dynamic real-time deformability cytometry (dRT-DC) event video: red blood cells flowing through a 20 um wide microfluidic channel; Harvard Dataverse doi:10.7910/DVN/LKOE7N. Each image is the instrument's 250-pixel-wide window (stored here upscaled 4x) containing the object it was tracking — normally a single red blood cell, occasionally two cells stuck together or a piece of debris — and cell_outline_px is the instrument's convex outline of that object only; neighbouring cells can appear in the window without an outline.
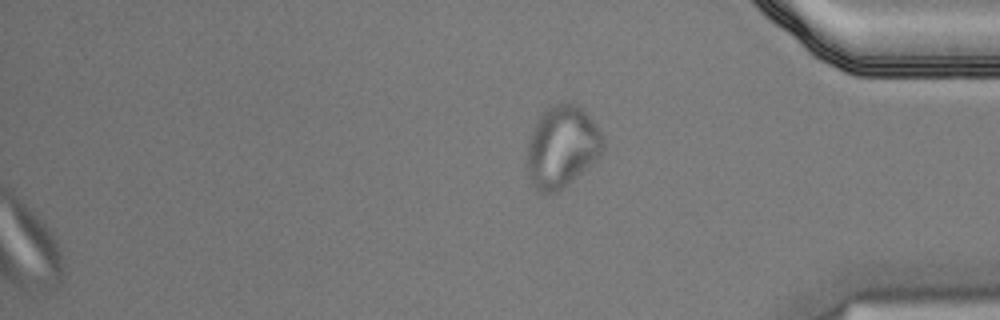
{"species": "Egyptian fruit bat (a non-hibernating species)", "species_latin": "Rousettus aegyptiacus", "temperature_condition": "cold", "stored_images_in_passage": 57, "camera_frame_rate_fps": 3000, "um_per_image_px": 0.085, "animal": {"sex": "male"}, "frame": {"image": 1, "passage_image": 57, "time_ms": 18.667, "image_size_px": [1000, 320], "cell_outline_px": [[604, 152], [596, 160], [556, 192], [540, 192], [532, 184], [528, 172], [528, 140], [540, 116], [548, 108], [556, 104], [572, 104], [588, 112], [596, 124], [604, 140]], "centroid_in_image_um": [47.8, 12.46], "position_along_channel_um": 387.4, "area_um2": 35.43}}